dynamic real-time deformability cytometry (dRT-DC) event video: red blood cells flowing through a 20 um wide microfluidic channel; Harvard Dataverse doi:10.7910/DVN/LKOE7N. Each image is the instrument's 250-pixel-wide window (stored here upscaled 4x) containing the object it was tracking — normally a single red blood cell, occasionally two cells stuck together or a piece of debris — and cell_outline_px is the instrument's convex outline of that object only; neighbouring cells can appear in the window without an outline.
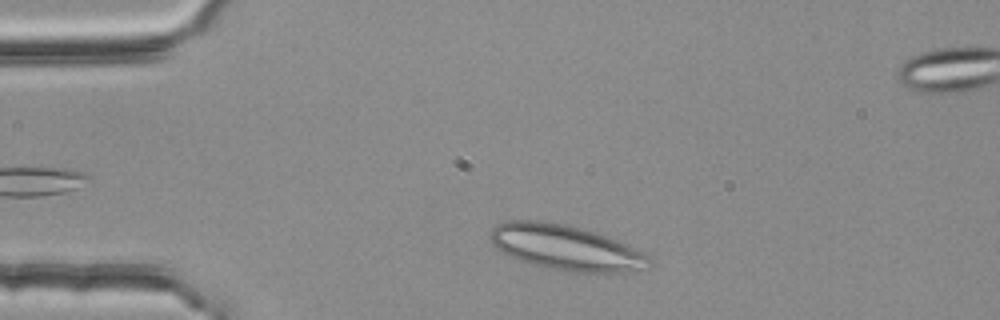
{"species": "common noctule bat (a hibernating species)", "species_latin": "Nyctalus noctula", "temperature_condition": "room temperature", "stored_images_in_passage": 39, "segment_of_instrument_passage": [1, 2], "camera_frame_rate_fps": 3000, "um_per_image_px": 0.085, "animal": {"sex": "female", "body_mass_g": 25.1}, "frame": {"image": 1, "passage_image": 4, "time_ms": 1.0, "image_size_px": [1000, 320], "cell_outline_px": [[652, 260], [636, 268], [624, 272], [576, 272], [544, 268], [528, 264], [508, 256], [496, 248], [492, 244], [488, 236], [492, 228], [496, 224], [508, 220], [540, 220], [564, 224], [580, 228], [608, 236], [628, 244], [648, 256]], "centroid_in_image_um": [47.96, 21.02], "position_along_channel_um": 37.0, "area_um2": 41.73}}